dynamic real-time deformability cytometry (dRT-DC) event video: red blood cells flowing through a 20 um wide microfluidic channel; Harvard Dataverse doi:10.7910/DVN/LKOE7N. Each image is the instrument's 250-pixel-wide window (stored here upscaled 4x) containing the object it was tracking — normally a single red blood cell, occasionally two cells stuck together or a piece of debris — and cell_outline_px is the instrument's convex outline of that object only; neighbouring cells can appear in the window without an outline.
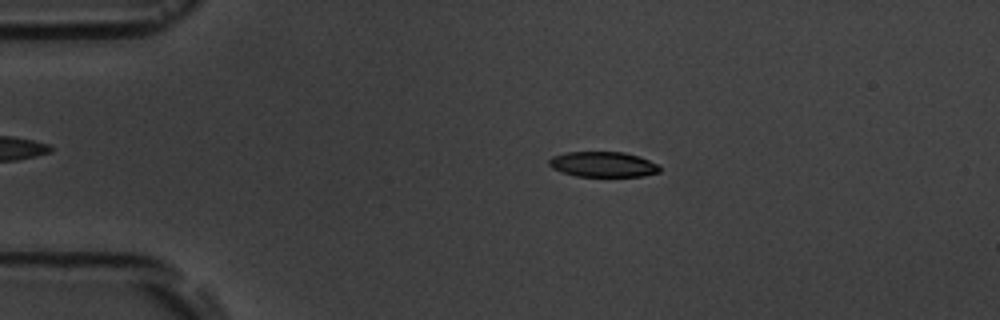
{"species": "common noctule bat (a hibernating species)", "species_latin": "Nyctalus noctula", "temperature_condition": "room temperature", "stored_images_in_passage": 4, "camera_frame_rate_fps": 3000, "um_per_image_px": 0.085, "animal": {"sex": "male", "body_mass_g": 19.5, "forearm_length_mm": 54.6}, "frame": {"image": 1, "passage_image": 2, "time_ms": 2.0, "image_size_px": [1000, 320], "cell_outline_px": [[660, 172], [644, 176], [576, 176], [560, 172], [552, 168], [548, 164], [548, 160], [552, 156], [564, 152], [624, 152], [640, 156], [660, 164]], "centroid_in_image_um": [51.26, 13.96], "position_along_channel_um": 33.7, "area_um2": 16.59}}